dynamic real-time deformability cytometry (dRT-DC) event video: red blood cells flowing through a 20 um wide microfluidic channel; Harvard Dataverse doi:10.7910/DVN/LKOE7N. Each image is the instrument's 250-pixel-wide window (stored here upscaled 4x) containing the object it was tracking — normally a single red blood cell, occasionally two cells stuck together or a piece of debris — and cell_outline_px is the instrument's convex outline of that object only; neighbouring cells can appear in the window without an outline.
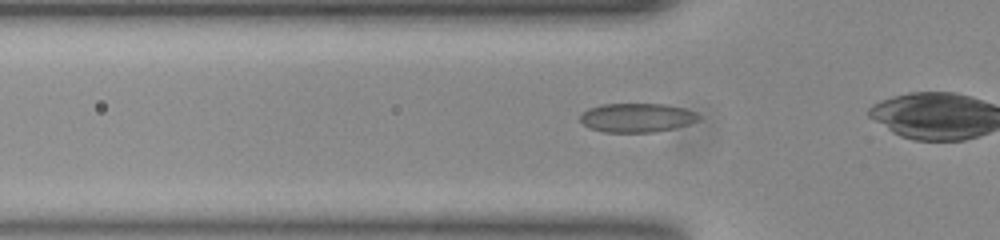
{"species": "common noctule bat (a hibernating species)", "species_latin": "Nyctalus noctula", "temperature_condition": "room temperature", "stored_images_in_passage": 29, "camera_frame_rate_fps": 3000, "um_per_image_px": 0.085, "animal": {"sex": "female", "body_mass_g": 23.0, "forearm_length_mm": 53.4}, "frame": {"image": 1, "passage_image": 5, "time_ms": 1.333, "image_size_px": [1000, 240], "cell_outline_px": [[700, 116], [696, 120], [688, 124], [672, 128], [652, 132], [604, 132], [592, 128], [584, 124], [580, 120], [580, 116], [588, 108], [600, 104], [664, 104], [684, 108], [696, 112]], "centroid_in_image_um": [54.12, 9.99], "position_along_channel_um": 71.7, "area_um2": 19.77}}
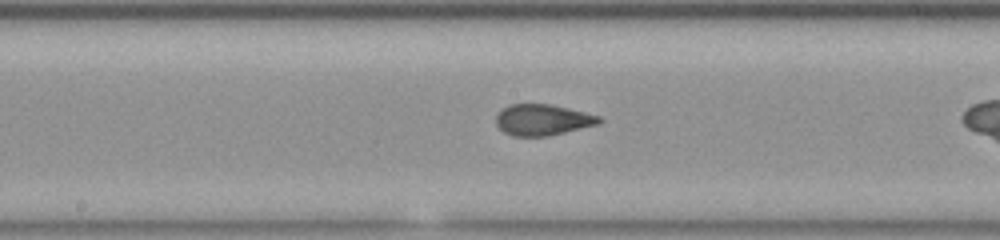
{"frame": {"image": 2, "passage_image": 15, "time_ms": 4.667, "image_size_px": [1000, 240], "cell_outline_px": [[604, 120], [600, 124], [564, 132], [544, 136], [516, 136], [504, 132], [496, 124], [496, 116], [500, 108], [508, 104], [552, 104], [600, 116]], "centroid_in_image_um": [46.12, 10.17], "position_along_channel_um": 202.1, "area_um2": 18.73}}
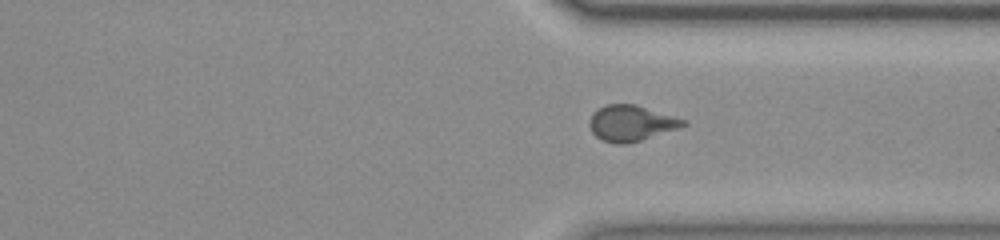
{"frame": {"image": 3, "passage_image": 27, "time_ms": 8.667, "image_size_px": [1000, 240], "cell_outline_px": [[688, 124], [640, 140], [624, 144], [604, 140], [596, 136], [592, 132], [588, 124], [592, 112], [604, 104], [636, 104], [688, 120]], "centroid_in_image_um": [53.63, 10.43], "position_along_channel_um": 357.8, "area_um2": 19.36}}